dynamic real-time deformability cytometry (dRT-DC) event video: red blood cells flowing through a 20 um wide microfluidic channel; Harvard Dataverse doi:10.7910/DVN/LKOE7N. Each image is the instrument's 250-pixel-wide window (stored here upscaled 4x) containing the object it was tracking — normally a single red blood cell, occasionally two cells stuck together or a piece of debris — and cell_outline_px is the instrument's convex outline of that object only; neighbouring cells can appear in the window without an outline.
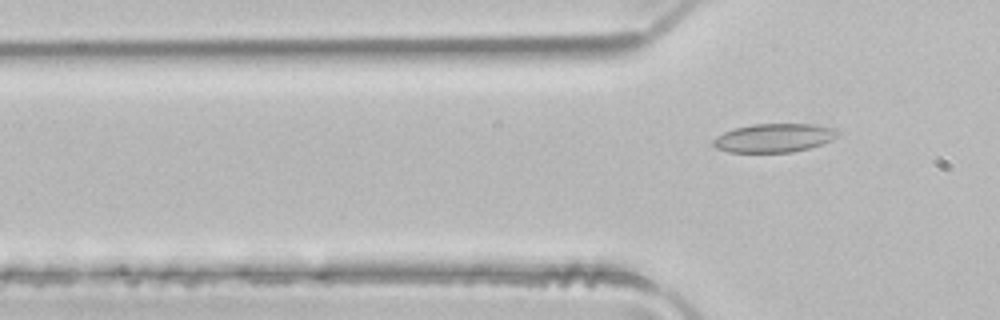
{"species": "common noctule bat (a hibernating species)", "species_latin": "Nyctalus noctula", "temperature_condition": "room temperature", "stored_images_in_passage": 2, "camera_frame_rate_fps": 3000, "um_per_image_px": 0.085, "animal": {"sex": "male", "body_mass_g": 21.5, "forearm_length_mm": 52.0}, "frame": {"image": 1, "passage_image": 2, "time_ms": 0.333, "image_size_px": [1000, 320], "cell_outline_px": [[840, 132], [832, 140], [808, 148], [792, 152], [728, 152], [716, 148], [712, 144], [712, 140], [716, 136], [724, 132], [736, 128], [752, 124], [812, 124], [836, 128]], "centroid_in_image_um": [65.78, 11.72], "position_along_channel_um": 60.0, "area_um2": 20.75}}